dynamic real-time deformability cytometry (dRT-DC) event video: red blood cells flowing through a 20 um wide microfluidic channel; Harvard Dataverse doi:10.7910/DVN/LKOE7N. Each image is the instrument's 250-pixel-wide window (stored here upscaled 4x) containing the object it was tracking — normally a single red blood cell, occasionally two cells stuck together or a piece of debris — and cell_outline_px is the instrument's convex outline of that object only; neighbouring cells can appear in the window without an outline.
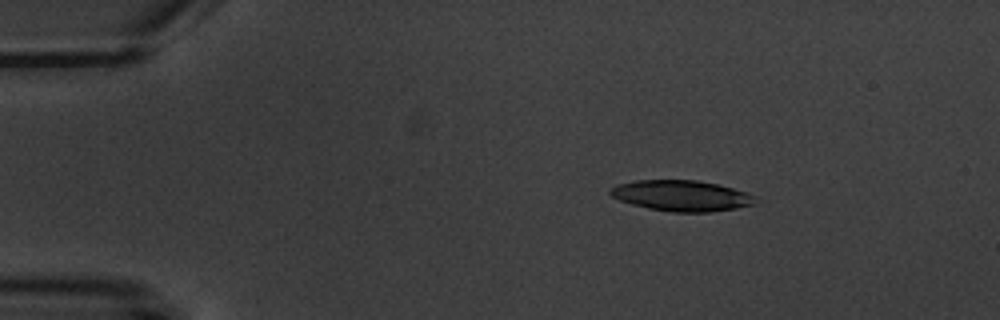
{"species": "common noctule bat (a hibernating species)", "species_latin": "Nyctalus noctula", "temperature_condition": "warm", "stored_images_in_passage": 4, "camera_frame_rate_fps": 3000, "um_per_image_px": 0.085, "animal": {"sex": "male", "body_mass_g": 20.1, "forearm_length_mm": 53.5}, "frame": {"image": 1, "passage_image": 2, "time_ms": 1.333, "image_size_px": [1000, 320], "cell_outline_px": [[756, 204], [736, 208], [712, 212], [672, 212], [648, 208], [632, 204], [620, 200], [612, 196], [608, 192], [608, 188], [616, 184], [632, 180], [696, 180], [716, 184], [748, 192], [756, 196]], "centroid_in_image_um": [57.91, 16.63], "position_along_channel_um": 27.1, "area_um2": 26.24}}